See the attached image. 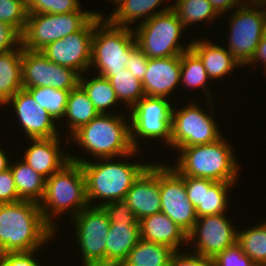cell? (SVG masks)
<instances>
[{
    "label": "cell",
    "instance_id": "6da1fadb",
    "mask_svg": "<svg viewBox=\"0 0 266 266\" xmlns=\"http://www.w3.org/2000/svg\"><path fill=\"white\" fill-rule=\"evenodd\" d=\"M56 235L32 201L0 204V255L43 248ZM47 242V243H46Z\"/></svg>",
    "mask_w": 266,
    "mask_h": 266
},
{
    "label": "cell",
    "instance_id": "7a4b0ae2",
    "mask_svg": "<svg viewBox=\"0 0 266 266\" xmlns=\"http://www.w3.org/2000/svg\"><path fill=\"white\" fill-rule=\"evenodd\" d=\"M73 162L81 164L86 186V198L88 205L91 201L96 206L125 199L127 192L139 176L151 165V163L114 162V157L98 158V162L83 160L74 154L69 155ZM99 160H101L99 162ZM105 200L96 204L93 200ZM101 203V204H100Z\"/></svg>",
    "mask_w": 266,
    "mask_h": 266
},
{
    "label": "cell",
    "instance_id": "3957f363",
    "mask_svg": "<svg viewBox=\"0 0 266 266\" xmlns=\"http://www.w3.org/2000/svg\"><path fill=\"white\" fill-rule=\"evenodd\" d=\"M126 118V119H125ZM128 122V123H127ZM129 119L121 113L99 114L89 123L81 126L71 137L66 138L84 148L95 158L121 157L125 160L137 155L131 143Z\"/></svg>",
    "mask_w": 266,
    "mask_h": 266
},
{
    "label": "cell",
    "instance_id": "277c9868",
    "mask_svg": "<svg viewBox=\"0 0 266 266\" xmlns=\"http://www.w3.org/2000/svg\"><path fill=\"white\" fill-rule=\"evenodd\" d=\"M178 161L171 167L180 176H193L215 182L236 183L238 161L231 144L223 136L215 142L178 148Z\"/></svg>",
    "mask_w": 266,
    "mask_h": 266
},
{
    "label": "cell",
    "instance_id": "5b68a950",
    "mask_svg": "<svg viewBox=\"0 0 266 266\" xmlns=\"http://www.w3.org/2000/svg\"><path fill=\"white\" fill-rule=\"evenodd\" d=\"M39 206L45 221L55 231L54 216L68 211L73 218L88 206L85 176L80 163L70 160L46 179L45 193Z\"/></svg>",
    "mask_w": 266,
    "mask_h": 266
},
{
    "label": "cell",
    "instance_id": "8992f818",
    "mask_svg": "<svg viewBox=\"0 0 266 266\" xmlns=\"http://www.w3.org/2000/svg\"><path fill=\"white\" fill-rule=\"evenodd\" d=\"M137 47L133 28L112 25L102 16L95 23L90 68L94 66L97 73L124 70Z\"/></svg>",
    "mask_w": 266,
    "mask_h": 266
},
{
    "label": "cell",
    "instance_id": "52a82bcc",
    "mask_svg": "<svg viewBox=\"0 0 266 266\" xmlns=\"http://www.w3.org/2000/svg\"><path fill=\"white\" fill-rule=\"evenodd\" d=\"M96 14L102 13L82 10L63 14H28L26 26L21 34L23 49L41 51L49 43L63 39L80 31Z\"/></svg>",
    "mask_w": 266,
    "mask_h": 266
},
{
    "label": "cell",
    "instance_id": "ba28073f",
    "mask_svg": "<svg viewBox=\"0 0 266 266\" xmlns=\"http://www.w3.org/2000/svg\"><path fill=\"white\" fill-rule=\"evenodd\" d=\"M183 29L182 23L176 13L169 11L155 15L146 22H139L134 28L138 48L148 58H166L181 56L184 51L191 48V44L182 46L180 43Z\"/></svg>",
    "mask_w": 266,
    "mask_h": 266
},
{
    "label": "cell",
    "instance_id": "9c48e42d",
    "mask_svg": "<svg viewBox=\"0 0 266 266\" xmlns=\"http://www.w3.org/2000/svg\"><path fill=\"white\" fill-rule=\"evenodd\" d=\"M233 11L229 18L230 24H228L230 25V30H228L230 36L227 39V50L243 67L251 60L256 47L264 36L266 4L249 3L239 6Z\"/></svg>",
    "mask_w": 266,
    "mask_h": 266
},
{
    "label": "cell",
    "instance_id": "30bf717a",
    "mask_svg": "<svg viewBox=\"0 0 266 266\" xmlns=\"http://www.w3.org/2000/svg\"><path fill=\"white\" fill-rule=\"evenodd\" d=\"M208 103L211 105L210 114L193 101L178 110L173 107L170 147H174L175 150V148L208 144L222 137L219 126L217 127L218 124L212 116L215 111L212 110L214 108L212 100Z\"/></svg>",
    "mask_w": 266,
    "mask_h": 266
},
{
    "label": "cell",
    "instance_id": "8fae6325",
    "mask_svg": "<svg viewBox=\"0 0 266 266\" xmlns=\"http://www.w3.org/2000/svg\"><path fill=\"white\" fill-rule=\"evenodd\" d=\"M166 98L144 96L130 110L131 143L139 152L140 139H157L170 146L173 105ZM172 105V106H171ZM139 136V140L136 137Z\"/></svg>",
    "mask_w": 266,
    "mask_h": 266
},
{
    "label": "cell",
    "instance_id": "7c38bea8",
    "mask_svg": "<svg viewBox=\"0 0 266 266\" xmlns=\"http://www.w3.org/2000/svg\"><path fill=\"white\" fill-rule=\"evenodd\" d=\"M73 219L75 238L83 266H106V242L109 218L102 206L88 205Z\"/></svg>",
    "mask_w": 266,
    "mask_h": 266
},
{
    "label": "cell",
    "instance_id": "4fadbf2b",
    "mask_svg": "<svg viewBox=\"0 0 266 266\" xmlns=\"http://www.w3.org/2000/svg\"><path fill=\"white\" fill-rule=\"evenodd\" d=\"M79 77L76 71L52 62L41 51L23 49V88L52 87L72 90L79 84Z\"/></svg>",
    "mask_w": 266,
    "mask_h": 266
},
{
    "label": "cell",
    "instance_id": "5bb4252c",
    "mask_svg": "<svg viewBox=\"0 0 266 266\" xmlns=\"http://www.w3.org/2000/svg\"><path fill=\"white\" fill-rule=\"evenodd\" d=\"M161 212L189 234L197 220L195 207L187 197L184 179L170 166L159 164Z\"/></svg>",
    "mask_w": 266,
    "mask_h": 266
},
{
    "label": "cell",
    "instance_id": "9a60e30c",
    "mask_svg": "<svg viewBox=\"0 0 266 266\" xmlns=\"http://www.w3.org/2000/svg\"><path fill=\"white\" fill-rule=\"evenodd\" d=\"M102 16L96 14L80 31L49 43L41 52L52 62L84 74L90 70L95 23Z\"/></svg>",
    "mask_w": 266,
    "mask_h": 266
},
{
    "label": "cell",
    "instance_id": "2e32d148",
    "mask_svg": "<svg viewBox=\"0 0 266 266\" xmlns=\"http://www.w3.org/2000/svg\"><path fill=\"white\" fill-rule=\"evenodd\" d=\"M225 215L197 218L193 230L188 234V244L193 241L195 245L194 253L214 258L237 242V230Z\"/></svg>",
    "mask_w": 266,
    "mask_h": 266
},
{
    "label": "cell",
    "instance_id": "e0dca14e",
    "mask_svg": "<svg viewBox=\"0 0 266 266\" xmlns=\"http://www.w3.org/2000/svg\"><path fill=\"white\" fill-rule=\"evenodd\" d=\"M13 107L26 138H51L60 136L57 125L51 115L43 109L24 88L18 91L5 105ZM28 136V137H27Z\"/></svg>",
    "mask_w": 266,
    "mask_h": 266
},
{
    "label": "cell",
    "instance_id": "ac0fdd59",
    "mask_svg": "<svg viewBox=\"0 0 266 266\" xmlns=\"http://www.w3.org/2000/svg\"><path fill=\"white\" fill-rule=\"evenodd\" d=\"M181 177L185 181L187 197L195 207L197 217L219 215L227 211L228 190L235 183L215 182L193 176Z\"/></svg>",
    "mask_w": 266,
    "mask_h": 266
},
{
    "label": "cell",
    "instance_id": "d6986e66",
    "mask_svg": "<svg viewBox=\"0 0 266 266\" xmlns=\"http://www.w3.org/2000/svg\"><path fill=\"white\" fill-rule=\"evenodd\" d=\"M125 200L138 221L161 212L159 163L151 164L133 183Z\"/></svg>",
    "mask_w": 266,
    "mask_h": 266
},
{
    "label": "cell",
    "instance_id": "ffe728a7",
    "mask_svg": "<svg viewBox=\"0 0 266 266\" xmlns=\"http://www.w3.org/2000/svg\"><path fill=\"white\" fill-rule=\"evenodd\" d=\"M181 56L149 58L142 84L145 96L168 98L180 84Z\"/></svg>",
    "mask_w": 266,
    "mask_h": 266
},
{
    "label": "cell",
    "instance_id": "44dd1931",
    "mask_svg": "<svg viewBox=\"0 0 266 266\" xmlns=\"http://www.w3.org/2000/svg\"><path fill=\"white\" fill-rule=\"evenodd\" d=\"M60 136L30 139L32 144L24 153V160L35 172L46 179L59 171L70 159V153H63Z\"/></svg>",
    "mask_w": 266,
    "mask_h": 266
},
{
    "label": "cell",
    "instance_id": "7402d4cb",
    "mask_svg": "<svg viewBox=\"0 0 266 266\" xmlns=\"http://www.w3.org/2000/svg\"><path fill=\"white\" fill-rule=\"evenodd\" d=\"M139 224L143 240L166 245L174 251H179L184 242L188 245V234L162 212L143 218Z\"/></svg>",
    "mask_w": 266,
    "mask_h": 266
},
{
    "label": "cell",
    "instance_id": "603a6c76",
    "mask_svg": "<svg viewBox=\"0 0 266 266\" xmlns=\"http://www.w3.org/2000/svg\"><path fill=\"white\" fill-rule=\"evenodd\" d=\"M191 49L199 56L208 77L211 79H222L224 76L229 75L234 68L241 66L233 55L222 47V45L214 44L208 39H194L192 40Z\"/></svg>",
    "mask_w": 266,
    "mask_h": 266
},
{
    "label": "cell",
    "instance_id": "cb8c5ba5",
    "mask_svg": "<svg viewBox=\"0 0 266 266\" xmlns=\"http://www.w3.org/2000/svg\"><path fill=\"white\" fill-rule=\"evenodd\" d=\"M140 240V225L110 224L106 242V266L121 265Z\"/></svg>",
    "mask_w": 266,
    "mask_h": 266
},
{
    "label": "cell",
    "instance_id": "d4e9b609",
    "mask_svg": "<svg viewBox=\"0 0 266 266\" xmlns=\"http://www.w3.org/2000/svg\"><path fill=\"white\" fill-rule=\"evenodd\" d=\"M165 0H120L110 16L105 17L112 25L131 27L136 20L146 22L155 15L172 9V4L163 6L156 11V7L164 3ZM143 18V19H141ZM141 19V20H139ZM128 24V25H127Z\"/></svg>",
    "mask_w": 266,
    "mask_h": 266
},
{
    "label": "cell",
    "instance_id": "484cf974",
    "mask_svg": "<svg viewBox=\"0 0 266 266\" xmlns=\"http://www.w3.org/2000/svg\"><path fill=\"white\" fill-rule=\"evenodd\" d=\"M22 56V45L0 54V107L23 88Z\"/></svg>",
    "mask_w": 266,
    "mask_h": 266
},
{
    "label": "cell",
    "instance_id": "4316f807",
    "mask_svg": "<svg viewBox=\"0 0 266 266\" xmlns=\"http://www.w3.org/2000/svg\"><path fill=\"white\" fill-rule=\"evenodd\" d=\"M19 199L40 203L45 193L46 178L23 161L10 163Z\"/></svg>",
    "mask_w": 266,
    "mask_h": 266
},
{
    "label": "cell",
    "instance_id": "83f0119b",
    "mask_svg": "<svg viewBox=\"0 0 266 266\" xmlns=\"http://www.w3.org/2000/svg\"><path fill=\"white\" fill-rule=\"evenodd\" d=\"M97 115H99L98 111L95 109L84 89L78 84L70 91L63 117V120L66 118V121H68L67 125L69 124V136L81 126L89 123Z\"/></svg>",
    "mask_w": 266,
    "mask_h": 266
},
{
    "label": "cell",
    "instance_id": "f1b7e54d",
    "mask_svg": "<svg viewBox=\"0 0 266 266\" xmlns=\"http://www.w3.org/2000/svg\"><path fill=\"white\" fill-rule=\"evenodd\" d=\"M174 252L166 245L140 238L121 266H168Z\"/></svg>",
    "mask_w": 266,
    "mask_h": 266
},
{
    "label": "cell",
    "instance_id": "f546056e",
    "mask_svg": "<svg viewBox=\"0 0 266 266\" xmlns=\"http://www.w3.org/2000/svg\"><path fill=\"white\" fill-rule=\"evenodd\" d=\"M98 75L108 78L116 97L124 106L131 109L144 96L143 84L134 77L127 68L119 72H98Z\"/></svg>",
    "mask_w": 266,
    "mask_h": 266
},
{
    "label": "cell",
    "instance_id": "4dcf8cb0",
    "mask_svg": "<svg viewBox=\"0 0 266 266\" xmlns=\"http://www.w3.org/2000/svg\"><path fill=\"white\" fill-rule=\"evenodd\" d=\"M80 75L79 85L84 89L88 98L99 114H108L110 107L120 104L108 78L96 75L93 78H84Z\"/></svg>",
    "mask_w": 266,
    "mask_h": 266
},
{
    "label": "cell",
    "instance_id": "1f68e13d",
    "mask_svg": "<svg viewBox=\"0 0 266 266\" xmlns=\"http://www.w3.org/2000/svg\"><path fill=\"white\" fill-rule=\"evenodd\" d=\"M172 10L184 28L202 21L211 23L221 16L209 0H175Z\"/></svg>",
    "mask_w": 266,
    "mask_h": 266
},
{
    "label": "cell",
    "instance_id": "d6a6232c",
    "mask_svg": "<svg viewBox=\"0 0 266 266\" xmlns=\"http://www.w3.org/2000/svg\"><path fill=\"white\" fill-rule=\"evenodd\" d=\"M210 80L203 65V62L199 58V56L190 48L187 51H184L181 54V77L180 84L186 87H193L197 89V87H201L204 89L207 100L210 99L209 88H207V82ZM182 82V83H181ZM208 89V90H207Z\"/></svg>",
    "mask_w": 266,
    "mask_h": 266
},
{
    "label": "cell",
    "instance_id": "836d02e7",
    "mask_svg": "<svg viewBox=\"0 0 266 266\" xmlns=\"http://www.w3.org/2000/svg\"><path fill=\"white\" fill-rule=\"evenodd\" d=\"M237 243L257 266H266V224L237 230Z\"/></svg>",
    "mask_w": 266,
    "mask_h": 266
},
{
    "label": "cell",
    "instance_id": "e575fe53",
    "mask_svg": "<svg viewBox=\"0 0 266 266\" xmlns=\"http://www.w3.org/2000/svg\"><path fill=\"white\" fill-rule=\"evenodd\" d=\"M33 99L45 109L51 117L62 120L65 115L66 104L71 90H59L52 87L24 88Z\"/></svg>",
    "mask_w": 266,
    "mask_h": 266
},
{
    "label": "cell",
    "instance_id": "d590c367",
    "mask_svg": "<svg viewBox=\"0 0 266 266\" xmlns=\"http://www.w3.org/2000/svg\"><path fill=\"white\" fill-rule=\"evenodd\" d=\"M27 0H0V21L23 33L27 21Z\"/></svg>",
    "mask_w": 266,
    "mask_h": 266
},
{
    "label": "cell",
    "instance_id": "8d00e7d4",
    "mask_svg": "<svg viewBox=\"0 0 266 266\" xmlns=\"http://www.w3.org/2000/svg\"><path fill=\"white\" fill-rule=\"evenodd\" d=\"M80 7L79 0H27L28 14H63L77 11Z\"/></svg>",
    "mask_w": 266,
    "mask_h": 266
},
{
    "label": "cell",
    "instance_id": "74e56055",
    "mask_svg": "<svg viewBox=\"0 0 266 266\" xmlns=\"http://www.w3.org/2000/svg\"><path fill=\"white\" fill-rule=\"evenodd\" d=\"M102 207L108 215L110 224L140 225L125 199L103 204Z\"/></svg>",
    "mask_w": 266,
    "mask_h": 266
},
{
    "label": "cell",
    "instance_id": "f35d334b",
    "mask_svg": "<svg viewBox=\"0 0 266 266\" xmlns=\"http://www.w3.org/2000/svg\"><path fill=\"white\" fill-rule=\"evenodd\" d=\"M213 261L214 266H257L237 242L217 254Z\"/></svg>",
    "mask_w": 266,
    "mask_h": 266
},
{
    "label": "cell",
    "instance_id": "ab89813d",
    "mask_svg": "<svg viewBox=\"0 0 266 266\" xmlns=\"http://www.w3.org/2000/svg\"><path fill=\"white\" fill-rule=\"evenodd\" d=\"M175 251L171 256L168 266H214L213 258L192 252ZM186 253V254H184ZM193 253V254H192Z\"/></svg>",
    "mask_w": 266,
    "mask_h": 266
},
{
    "label": "cell",
    "instance_id": "60d3db41",
    "mask_svg": "<svg viewBox=\"0 0 266 266\" xmlns=\"http://www.w3.org/2000/svg\"><path fill=\"white\" fill-rule=\"evenodd\" d=\"M21 201L10 168L0 172V204H10Z\"/></svg>",
    "mask_w": 266,
    "mask_h": 266
},
{
    "label": "cell",
    "instance_id": "b9f144b4",
    "mask_svg": "<svg viewBox=\"0 0 266 266\" xmlns=\"http://www.w3.org/2000/svg\"><path fill=\"white\" fill-rule=\"evenodd\" d=\"M34 251L9 252L0 255V266H42L38 260H35Z\"/></svg>",
    "mask_w": 266,
    "mask_h": 266
},
{
    "label": "cell",
    "instance_id": "7bdbcfd3",
    "mask_svg": "<svg viewBox=\"0 0 266 266\" xmlns=\"http://www.w3.org/2000/svg\"><path fill=\"white\" fill-rule=\"evenodd\" d=\"M21 34L10 24L0 21V54L17 49Z\"/></svg>",
    "mask_w": 266,
    "mask_h": 266
},
{
    "label": "cell",
    "instance_id": "ee69618b",
    "mask_svg": "<svg viewBox=\"0 0 266 266\" xmlns=\"http://www.w3.org/2000/svg\"><path fill=\"white\" fill-rule=\"evenodd\" d=\"M148 60L149 58L145 55V53L137 47L130 54V58L126 63V68L134 77L138 78L139 81L142 82L147 70Z\"/></svg>",
    "mask_w": 266,
    "mask_h": 266
},
{
    "label": "cell",
    "instance_id": "f6af8a7d",
    "mask_svg": "<svg viewBox=\"0 0 266 266\" xmlns=\"http://www.w3.org/2000/svg\"><path fill=\"white\" fill-rule=\"evenodd\" d=\"M215 10L221 15L227 11L237 8V6H242L248 4L246 0H209Z\"/></svg>",
    "mask_w": 266,
    "mask_h": 266
},
{
    "label": "cell",
    "instance_id": "bcb514c9",
    "mask_svg": "<svg viewBox=\"0 0 266 266\" xmlns=\"http://www.w3.org/2000/svg\"><path fill=\"white\" fill-rule=\"evenodd\" d=\"M254 63L255 64L263 63L264 65L262 66H264V68L266 67V36L265 35L262 37L258 46L256 47L253 57L246 65L250 64L251 66V64L253 65ZM264 70L266 71V68Z\"/></svg>",
    "mask_w": 266,
    "mask_h": 266
},
{
    "label": "cell",
    "instance_id": "7dc6e473",
    "mask_svg": "<svg viewBox=\"0 0 266 266\" xmlns=\"http://www.w3.org/2000/svg\"><path fill=\"white\" fill-rule=\"evenodd\" d=\"M10 163L11 162L7 158L6 152H4V150L0 147V172L10 168Z\"/></svg>",
    "mask_w": 266,
    "mask_h": 266
},
{
    "label": "cell",
    "instance_id": "c3c4849f",
    "mask_svg": "<svg viewBox=\"0 0 266 266\" xmlns=\"http://www.w3.org/2000/svg\"><path fill=\"white\" fill-rule=\"evenodd\" d=\"M250 1V2H249ZM246 2L253 3V4H266V0H246Z\"/></svg>",
    "mask_w": 266,
    "mask_h": 266
},
{
    "label": "cell",
    "instance_id": "681fc988",
    "mask_svg": "<svg viewBox=\"0 0 266 266\" xmlns=\"http://www.w3.org/2000/svg\"><path fill=\"white\" fill-rule=\"evenodd\" d=\"M108 1L113 2L116 5L120 0H108Z\"/></svg>",
    "mask_w": 266,
    "mask_h": 266
},
{
    "label": "cell",
    "instance_id": "f907efd6",
    "mask_svg": "<svg viewBox=\"0 0 266 266\" xmlns=\"http://www.w3.org/2000/svg\"><path fill=\"white\" fill-rule=\"evenodd\" d=\"M265 32H264V35L266 36V22H265V30H264Z\"/></svg>",
    "mask_w": 266,
    "mask_h": 266
}]
</instances>
